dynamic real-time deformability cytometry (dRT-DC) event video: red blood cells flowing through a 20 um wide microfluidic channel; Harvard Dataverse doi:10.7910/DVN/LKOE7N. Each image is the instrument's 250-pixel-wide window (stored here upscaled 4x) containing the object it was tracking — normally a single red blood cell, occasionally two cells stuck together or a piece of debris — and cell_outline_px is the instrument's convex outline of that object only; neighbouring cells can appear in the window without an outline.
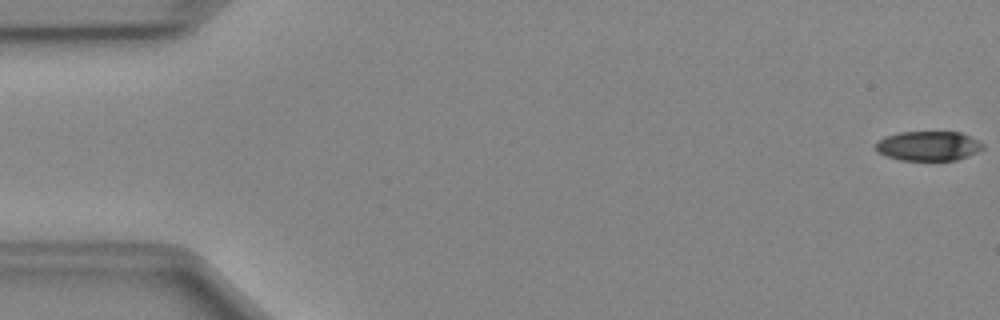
{"species": "Egyptian fruit bat (a non-hibernating species)", "species_latin": "Rousettus aegyptiacus", "temperature_condition": "cold", "stored_images_in_passage": 11, "camera_frame_rate_fps": 3000, "um_per_image_px": 0.085, "animal": {"sex": "female"}, "frame": {"image": 1, "passage_image": 1, "time_ms": 0.0, "image_size_px": [1000, 320], "cell_outline_px": [[984, 148], [968, 156], [956, 160], [900, 160], [884, 156], [876, 152], [876, 140], [884, 136], [900, 132], [960, 132], [984, 144]], "centroid_in_image_um": [78.85, 12.41], "position_along_channel_um": 6.2, "area_um2": 18.55}}